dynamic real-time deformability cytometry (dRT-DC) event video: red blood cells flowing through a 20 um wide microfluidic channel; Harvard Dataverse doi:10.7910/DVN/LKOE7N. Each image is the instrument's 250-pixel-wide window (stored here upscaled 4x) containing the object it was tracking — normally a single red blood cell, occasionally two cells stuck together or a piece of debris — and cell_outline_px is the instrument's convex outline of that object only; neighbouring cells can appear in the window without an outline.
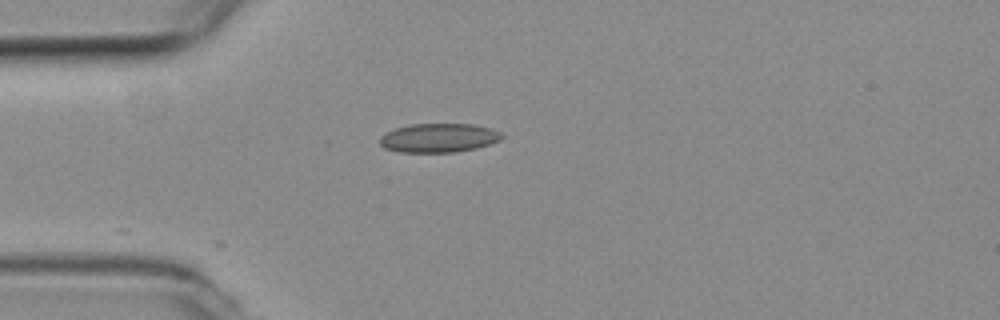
{"species": "common noctule bat (a hibernating species)", "species_latin": "Nyctalus noctula", "temperature_condition": "room temperature", "stored_images_in_passage": 3, "camera_frame_rate_fps": 3000, "um_per_image_px": 0.085, "animal": {"sex": "female", "body_mass_g": 19.3, "forearm_length_mm": 54.1}, "frame": {"image": 1, "passage_image": 3, "time_ms": 0.667, "image_size_px": [1000, 320], "cell_outline_px": [[504, 136], [500, 140], [476, 148], [456, 152], [400, 152], [384, 148], [380, 144], [380, 136], [384, 132], [396, 128], [412, 124], [472, 124], [492, 128], [500, 132]], "centroid_in_image_um": [37.28, 11.72], "position_along_channel_um": 47.7, "area_um2": 20.63}}